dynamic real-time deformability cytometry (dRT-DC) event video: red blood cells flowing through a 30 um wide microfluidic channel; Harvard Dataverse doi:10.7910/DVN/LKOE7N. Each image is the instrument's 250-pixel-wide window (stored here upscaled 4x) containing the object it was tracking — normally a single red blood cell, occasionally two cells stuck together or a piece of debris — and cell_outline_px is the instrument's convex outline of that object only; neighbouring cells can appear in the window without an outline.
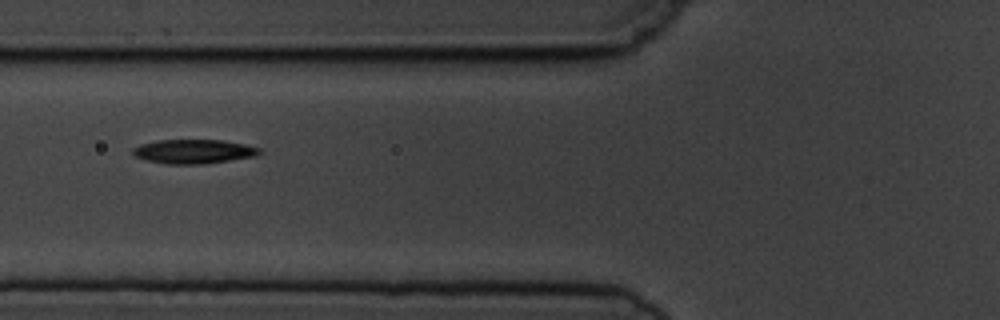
{"species": "common noctule bat (a hibernating species)", "species_latin": "Nyctalus noctula", "temperature_condition": "cold", "stored_images_in_passage": 8, "camera_frame_rate_fps": 3000, "um_per_image_px": 0.085, "animal": {"sex": "male", "body_mass_g": 19.5, "forearm_length_mm": 54.6}, "frame": {"image": 1, "passage_image": 3, "time_ms": 2.0, "image_size_px": [1000, 320], "cell_outline_px": [[260, 152], [252, 156], [204, 164], [164, 164], [148, 160], [136, 156], [132, 152], [132, 148], [140, 144], [156, 140], [220, 140], [244, 144], [260, 148]], "centroid_in_image_um": [16.4, 12.87], "position_along_channel_um": 109.4, "area_um2": 17.57}}
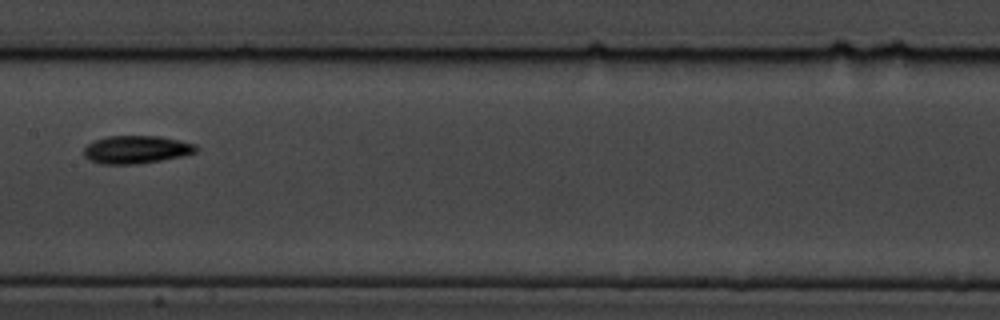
{"frame": {"image": 2, "passage_image": 5, "time_ms": 4.333, "image_size_px": [1000, 320], "cell_outline_px": [[200, 148], [196, 152], [180, 156], [160, 160], [136, 164], [100, 164], [88, 160], [84, 156], [84, 148], [88, 144], [96, 140], [108, 136], [160, 136], [180, 140], [196, 144]], "centroid_in_image_um": [11.59, 12.71], "position_along_channel_um": 195.8, "area_um2": 18.26}}
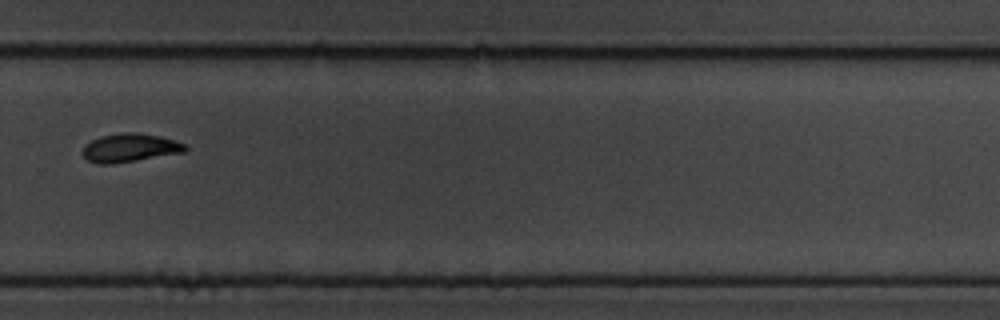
{"frame": {"image": 3, "passage_image": 8, "time_ms": 7.667, "image_size_px": [1000, 320], "cell_outline_px": [[188, 148], [184, 152], [112, 164], [96, 164], [88, 160], [80, 152], [84, 144], [100, 136], [120, 132], [136, 132], [160, 136], [176, 140], [184, 144]], "centroid_in_image_um": [10.99, 12.55], "position_along_channel_um": 318.8, "area_um2": 17.17}}